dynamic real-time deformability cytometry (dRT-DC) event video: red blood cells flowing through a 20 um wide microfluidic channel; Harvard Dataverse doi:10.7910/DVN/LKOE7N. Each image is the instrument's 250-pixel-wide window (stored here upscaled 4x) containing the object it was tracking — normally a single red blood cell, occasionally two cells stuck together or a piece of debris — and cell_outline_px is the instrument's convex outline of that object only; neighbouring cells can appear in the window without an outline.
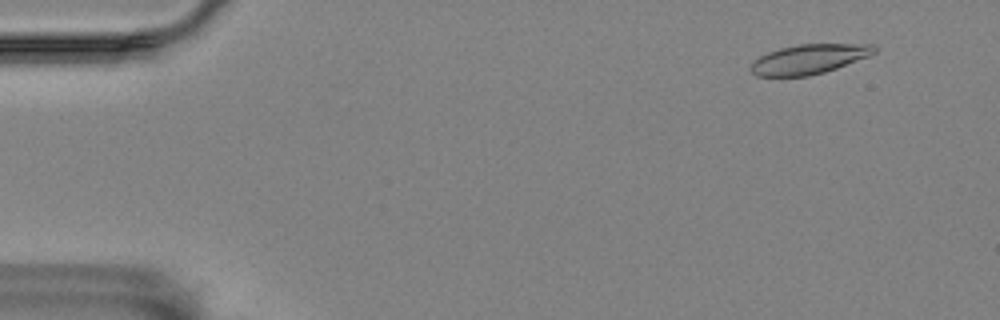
{"species": "Egyptian fruit bat (a non-hibernating species)", "species_latin": "Rousettus aegyptiacus", "temperature_condition": "room temperature", "stored_images_in_passage": 56, "camera_frame_rate_fps": 3000, "um_per_image_px": 0.085, "animal": {"sex": "female"}, "frame": {"image": 1, "passage_image": 5, "time_ms": 1.333, "image_size_px": [1000, 320], "cell_outline_px": [[876, 52], [868, 56], [836, 68], [824, 72], [808, 76], [756, 76], [748, 68], [752, 60], [768, 52], [780, 48], [800, 44], [872, 44], [876, 48]], "centroid_in_image_um": [68.71, 5.03], "position_along_channel_um": 16.3, "area_um2": 21.27}}
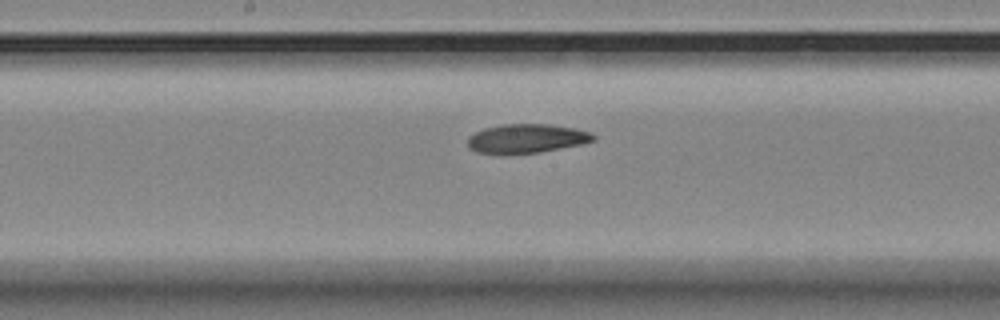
{"frame": {"image": 2, "passage_image": 30, "time_ms": 9.667, "image_size_px": [1000, 320], "cell_outline_px": [[596, 140], [580, 144], [540, 152], [476, 152], [468, 148], [468, 136], [484, 128], [500, 124], [548, 124], [576, 128], [592, 132], [596, 136]], "centroid_in_image_um": [44.8, 11.74], "position_along_channel_um": 203.4, "area_um2": 20.92}}
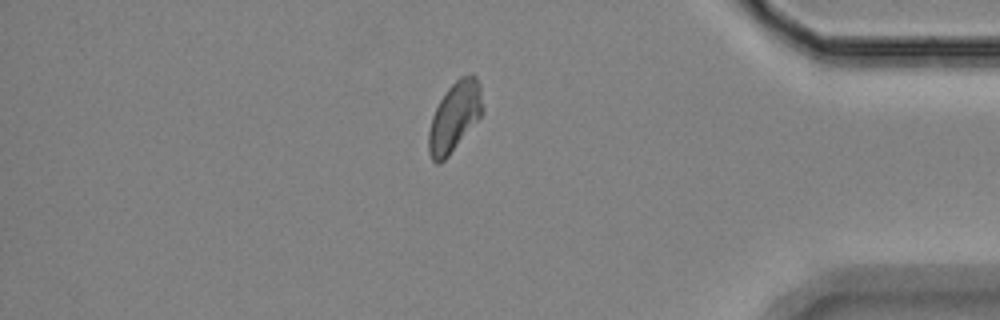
{"frame": {"image": 3, "passage_image": 49, "time_ms": 16.0, "image_size_px": [1000, 320], "cell_outline_px": [[484, 108], [480, 116], [448, 156], [440, 164], [436, 164], [432, 160], [428, 152], [428, 132], [432, 116], [440, 100], [448, 88], [460, 76], [472, 72], [476, 76], [480, 84]], "centroid_in_image_um": [38.64, 9.9], "position_along_channel_um": 396.6, "area_um2": 21.85}}